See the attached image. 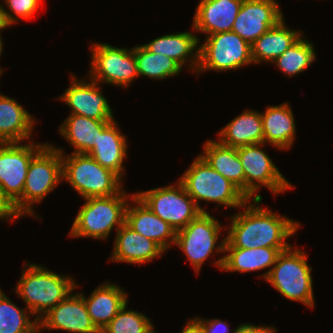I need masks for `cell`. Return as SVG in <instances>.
Instances as JSON below:
<instances>
[{
  "label": "cell",
  "instance_id": "6da1fadb",
  "mask_svg": "<svg viewBox=\"0 0 333 333\" xmlns=\"http://www.w3.org/2000/svg\"><path fill=\"white\" fill-rule=\"evenodd\" d=\"M247 200L242 212L231 216L224 248L290 247L286 240L301 227L297 221L262 208V199ZM250 203V204H249Z\"/></svg>",
  "mask_w": 333,
  "mask_h": 333
},
{
  "label": "cell",
  "instance_id": "7a4b0ae2",
  "mask_svg": "<svg viewBox=\"0 0 333 333\" xmlns=\"http://www.w3.org/2000/svg\"><path fill=\"white\" fill-rule=\"evenodd\" d=\"M27 264V265H26ZM24 263L15 293L22 298L32 317L39 321L47 312L64 300L78 285L70 276L60 275L44 266Z\"/></svg>",
  "mask_w": 333,
  "mask_h": 333
},
{
  "label": "cell",
  "instance_id": "3957f363",
  "mask_svg": "<svg viewBox=\"0 0 333 333\" xmlns=\"http://www.w3.org/2000/svg\"><path fill=\"white\" fill-rule=\"evenodd\" d=\"M134 195H127L123 188L116 195L86 198L73 222L69 237L105 240L114 227L117 231L125 223L127 206Z\"/></svg>",
  "mask_w": 333,
  "mask_h": 333
},
{
  "label": "cell",
  "instance_id": "277c9868",
  "mask_svg": "<svg viewBox=\"0 0 333 333\" xmlns=\"http://www.w3.org/2000/svg\"><path fill=\"white\" fill-rule=\"evenodd\" d=\"M201 212L199 202H214L226 208H241L248 198L228 179L214 170L199 154L178 179Z\"/></svg>",
  "mask_w": 333,
  "mask_h": 333
},
{
  "label": "cell",
  "instance_id": "5b68a950",
  "mask_svg": "<svg viewBox=\"0 0 333 333\" xmlns=\"http://www.w3.org/2000/svg\"><path fill=\"white\" fill-rule=\"evenodd\" d=\"M52 146L61 153L63 181L66 180L83 199L112 196L122 190V179L88 154L67 156L62 148Z\"/></svg>",
  "mask_w": 333,
  "mask_h": 333
},
{
  "label": "cell",
  "instance_id": "8992f818",
  "mask_svg": "<svg viewBox=\"0 0 333 333\" xmlns=\"http://www.w3.org/2000/svg\"><path fill=\"white\" fill-rule=\"evenodd\" d=\"M307 258L303 250L290 246L278 255L266 281L286 299L314 308L312 267Z\"/></svg>",
  "mask_w": 333,
  "mask_h": 333
},
{
  "label": "cell",
  "instance_id": "52a82bcc",
  "mask_svg": "<svg viewBox=\"0 0 333 333\" xmlns=\"http://www.w3.org/2000/svg\"><path fill=\"white\" fill-rule=\"evenodd\" d=\"M47 143H0V184L4 196L13 204L15 214L23 217V190L31 159Z\"/></svg>",
  "mask_w": 333,
  "mask_h": 333
},
{
  "label": "cell",
  "instance_id": "ba28073f",
  "mask_svg": "<svg viewBox=\"0 0 333 333\" xmlns=\"http://www.w3.org/2000/svg\"><path fill=\"white\" fill-rule=\"evenodd\" d=\"M223 228L225 226L223 227L210 213L201 212L184 228L176 231L175 245L187 256L197 274L214 251L217 254L224 252L226 237L218 243Z\"/></svg>",
  "mask_w": 333,
  "mask_h": 333
},
{
  "label": "cell",
  "instance_id": "9c48e42d",
  "mask_svg": "<svg viewBox=\"0 0 333 333\" xmlns=\"http://www.w3.org/2000/svg\"><path fill=\"white\" fill-rule=\"evenodd\" d=\"M252 63L250 43L232 31L220 32L206 36V40L199 45L196 75L207 70H237Z\"/></svg>",
  "mask_w": 333,
  "mask_h": 333
},
{
  "label": "cell",
  "instance_id": "30bf717a",
  "mask_svg": "<svg viewBox=\"0 0 333 333\" xmlns=\"http://www.w3.org/2000/svg\"><path fill=\"white\" fill-rule=\"evenodd\" d=\"M63 181L61 153L51 144H46L32 159L23 190V216L35 219L33 205L41 203Z\"/></svg>",
  "mask_w": 333,
  "mask_h": 333
},
{
  "label": "cell",
  "instance_id": "8fae6325",
  "mask_svg": "<svg viewBox=\"0 0 333 333\" xmlns=\"http://www.w3.org/2000/svg\"><path fill=\"white\" fill-rule=\"evenodd\" d=\"M265 143L238 147V154L245 174V196L249 199H263L257 194L262 187L274 195L295 188L282 175L268 154L261 148Z\"/></svg>",
  "mask_w": 333,
  "mask_h": 333
},
{
  "label": "cell",
  "instance_id": "7c38bea8",
  "mask_svg": "<svg viewBox=\"0 0 333 333\" xmlns=\"http://www.w3.org/2000/svg\"><path fill=\"white\" fill-rule=\"evenodd\" d=\"M89 77L97 83L129 87L139 77L133 48H118L107 43H92Z\"/></svg>",
  "mask_w": 333,
  "mask_h": 333
},
{
  "label": "cell",
  "instance_id": "4fadbf2b",
  "mask_svg": "<svg viewBox=\"0 0 333 333\" xmlns=\"http://www.w3.org/2000/svg\"><path fill=\"white\" fill-rule=\"evenodd\" d=\"M135 195L176 231L184 228L201 213L179 180L175 185L140 191Z\"/></svg>",
  "mask_w": 333,
  "mask_h": 333
},
{
  "label": "cell",
  "instance_id": "5bb4252c",
  "mask_svg": "<svg viewBox=\"0 0 333 333\" xmlns=\"http://www.w3.org/2000/svg\"><path fill=\"white\" fill-rule=\"evenodd\" d=\"M277 0H243L232 32L252 44L283 18Z\"/></svg>",
  "mask_w": 333,
  "mask_h": 333
},
{
  "label": "cell",
  "instance_id": "9a60e30c",
  "mask_svg": "<svg viewBox=\"0 0 333 333\" xmlns=\"http://www.w3.org/2000/svg\"><path fill=\"white\" fill-rule=\"evenodd\" d=\"M70 77V87L59 96V99L70 107V114L94 120H114L108 100L102 94L101 87L96 81L78 80L72 73Z\"/></svg>",
  "mask_w": 333,
  "mask_h": 333
},
{
  "label": "cell",
  "instance_id": "2e32d148",
  "mask_svg": "<svg viewBox=\"0 0 333 333\" xmlns=\"http://www.w3.org/2000/svg\"><path fill=\"white\" fill-rule=\"evenodd\" d=\"M63 330L70 333H100L88 314L82 292H72L39 320V332Z\"/></svg>",
  "mask_w": 333,
  "mask_h": 333
},
{
  "label": "cell",
  "instance_id": "e0dca14e",
  "mask_svg": "<svg viewBox=\"0 0 333 333\" xmlns=\"http://www.w3.org/2000/svg\"><path fill=\"white\" fill-rule=\"evenodd\" d=\"M131 206L128 203L125 223L142 236L156 242L164 251H168L176 242V230L153 213L136 195Z\"/></svg>",
  "mask_w": 333,
  "mask_h": 333
},
{
  "label": "cell",
  "instance_id": "ac0fdd59",
  "mask_svg": "<svg viewBox=\"0 0 333 333\" xmlns=\"http://www.w3.org/2000/svg\"><path fill=\"white\" fill-rule=\"evenodd\" d=\"M289 247L224 248V256L213 264L228 272H253L270 268L261 277L267 279L278 255ZM228 252V253H227Z\"/></svg>",
  "mask_w": 333,
  "mask_h": 333
},
{
  "label": "cell",
  "instance_id": "d6986e66",
  "mask_svg": "<svg viewBox=\"0 0 333 333\" xmlns=\"http://www.w3.org/2000/svg\"><path fill=\"white\" fill-rule=\"evenodd\" d=\"M243 0H200L197 5L192 30L207 36L232 31Z\"/></svg>",
  "mask_w": 333,
  "mask_h": 333
},
{
  "label": "cell",
  "instance_id": "ffe728a7",
  "mask_svg": "<svg viewBox=\"0 0 333 333\" xmlns=\"http://www.w3.org/2000/svg\"><path fill=\"white\" fill-rule=\"evenodd\" d=\"M165 251L154 241L147 239L124 223L117 231L110 261L129 264L148 263L161 257Z\"/></svg>",
  "mask_w": 333,
  "mask_h": 333
},
{
  "label": "cell",
  "instance_id": "44dd1931",
  "mask_svg": "<svg viewBox=\"0 0 333 333\" xmlns=\"http://www.w3.org/2000/svg\"><path fill=\"white\" fill-rule=\"evenodd\" d=\"M128 143L116 120H112L101 132L95 146L87 153L102 167L112 170L121 179L124 177V159Z\"/></svg>",
  "mask_w": 333,
  "mask_h": 333
},
{
  "label": "cell",
  "instance_id": "7402d4cb",
  "mask_svg": "<svg viewBox=\"0 0 333 333\" xmlns=\"http://www.w3.org/2000/svg\"><path fill=\"white\" fill-rule=\"evenodd\" d=\"M199 43L200 39L195 33L178 32L158 37L143 46L152 53L173 59L181 67L189 64V68L196 73L199 65Z\"/></svg>",
  "mask_w": 333,
  "mask_h": 333
},
{
  "label": "cell",
  "instance_id": "603a6c76",
  "mask_svg": "<svg viewBox=\"0 0 333 333\" xmlns=\"http://www.w3.org/2000/svg\"><path fill=\"white\" fill-rule=\"evenodd\" d=\"M264 134V143L280 150H289L295 140L296 124L294 114L288 102L268 106L260 113Z\"/></svg>",
  "mask_w": 333,
  "mask_h": 333
},
{
  "label": "cell",
  "instance_id": "cb8c5ba5",
  "mask_svg": "<svg viewBox=\"0 0 333 333\" xmlns=\"http://www.w3.org/2000/svg\"><path fill=\"white\" fill-rule=\"evenodd\" d=\"M88 314L95 327L101 331L128 302L127 293L116 284L104 282L85 297L83 295Z\"/></svg>",
  "mask_w": 333,
  "mask_h": 333
},
{
  "label": "cell",
  "instance_id": "d4e9b609",
  "mask_svg": "<svg viewBox=\"0 0 333 333\" xmlns=\"http://www.w3.org/2000/svg\"><path fill=\"white\" fill-rule=\"evenodd\" d=\"M35 120L28 110L0 93V143L31 141Z\"/></svg>",
  "mask_w": 333,
  "mask_h": 333
},
{
  "label": "cell",
  "instance_id": "484cf974",
  "mask_svg": "<svg viewBox=\"0 0 333 333\" xmlns=\"http://www.w3.org/2000/svg\"><path fill=\"white\" fill-rule=\"evenodd\" d=\"M199 154L214 170L233 183L245 195V174L238 148L221 144L218 140H207Z\"/></svg>",
  "mask_w": 333,
  "mask_h": 333
},
{
  "label": "cell",
  "instance_id": "4316f807",
  "mask_svg": "<svg viewBox=\"0 0 333 333\" xmlns=\"http://www.w3.org/2000/svg\"><path fill=\"white\" fill-rule=\"evenodd\" d=\"M218 136L221 144L235 148L264 142L260 112L245 110L221 128Z\"/></svg>",
  "mask_w": 333,
  "mask_h": 333
},
{
  "label": "cell",
  "instance_id": "83f0119b",
  "mask_svg": "<svg viewBox=\"0 0 333 333\" xmlns=\"http://www.w3.org/2000/svg\"><path fill=\"white\" fill-rule=\"evenodd\" d=\"M284 20L283 18L251 44L253 63L273 62L303 36L304 32L289 29Z\"/></svg>",
  "mask_w": 333,
  "mask_h": 333
},
{
  "label": "cell",
  "instance_id": "f1b7e54d",
  "mask_svg": "<svg viewBox=\"0 0 333 333\" xmlns=\"http://www.w3.org/2000/svg\"><path fill=\"white\" fill-rule=\"evenodd\" d=\"M111 121L69 114L58 129L62 137L74 148L72 153L87 154L97 143L99 132Z\"/></svg>",
  "mask_w": 333,
  "mask_h": 333
},
{
  "label": "cell",
  "instance_id": "f546056e",
  "mask_svg": "<svg viewBox=\"0 0 333 333\" xmlns=\"http://www.w3.org/2000/svg\"><path fill=\"white\" fill-rule=\"evenodd\" d=\"M138 74L147 78L162 80L178 75L182 67L165 55L152 53L142 44L133 47Z\"/></svg>",
  "mask_w": 333,
  "mask_h": 333
},
{
  "label": "cell",
  "instance_id": "4dcf8cb0",
  "mask_svg": "<svg viewBox=\"0 0 333 333\" xmlns=\"http://www.w3.org/2000/svg\"><path fill=\"white\" fill-rule=\"evenodd\" d=\"M31 315L28 309H20L9 300L0 288V333H39V321H32Z\"/></svg>",
  "mask_w": 333,
  "mask_h": 333
},
{
  "label": "cell",
  "instance_id": "1f68e13d",
  "mask_svg": "<svg viewBox=\"0 0 333 333\" xmlns=\"http://www.w3.org/2000/svg\"><path fill=\"white\" fill-rule=\"evenodd\" d=\"M313 44L302 36L273 62L280 71L292 77L304 72L316 60Z\"/></svg>",
  "mask_w": 333,
  "mask_h": 333
},
{
  "label": "cell",
  "instance_id": "d6a6232c",
  "mask_svg": "<svg viewBox=\"0 0 333 333\" xmlns=\"http://www.w3.org/2000/svg\"><path fill=\"white\" fill-rule=\"evenodd\" d=\"M128 302L100 333H146L152 326L149 317L135 310H127Z\"/></svg>",
  "mask_w": 333,
  "mask_h": 333
},
{
  "label": "cell",
  "instance_id": "836d02e7",
  "mask_svg": "<svg viewBox=\"0 0 333 333\" xmlns=\"http://www.w3.org/2000/svg\"><path fill=\"white\" fill-rule=\"evenodd\" d=\"M5 1V6L7 5L6 10L4 7V12L6 19L10 25L18 23L19 19L29 20L34 17V14L42 2V0H3Z\"/></svg>",
  "mask_w": 333,
  "mask_h": 333
},
{
  "label": "cell",
  "instance_id": "e575fe53",
  "mask_svg": "<svg viewBox=\"0 0 333 333\" xmlns=\"http://www.w3.org/2000/svg\"><path fill=\"white\" fill-rule=\"evenodd\" d=\"M202 326L205 333H231L229 324L220 319L204 320L203 318H195ZM236 332V328L233 333Z\"/></svg>",
  "mask_w": 333,
  "mask_h": 333
},
{
  "label": "cell",
  "instance_id": "d590c367",
  "mask_svg": "<svg viewBox=\"0 0 333 333\" xmlns=\"http://www.w3.org/2000/svg\"><path fill=\"white\" fill-rule=\"evenodd\" d=\"M15 220L19 217L15 214L13 204L4 196L0 184V220Z\"/></svg>",
  "mask_w": 333,
  "mask_h": 333
},
{
  "label": "cell",
  "instance_id": "8d00e7d4",
  "mask_svg": "<svg viewBox=\"0 0 333 333\" xmlns=\"http://www.w3.org/2000/svg\"><path fill=\"white\" fill-rule=\"evenodd\" d=\"M276 331L277 330L273 326H256L255 324L244 323L236 328L235 333H276Z\"/></svg>",
  "mask_w": 333,
  "mask_h": 333
},
{
  "label": "cell",
  "instance_id": "74e56055",
  "mask_svg": "<svg viewBox=\"0 0 333 333\" xmlns=\"http://www.w3.org/2000/svg\"><path fill=\"white\" fill-rule=\"evenodd\" d=\"M181 333H205L203 326L195 319L186 322V326L183 327Z\"/></svg>",
  "mask_w": 333,
  "mask_h": 333
},
{
  "label": "cell",
  "instance_id": "f35d334b",
  "mask_svg": "<svg viewBox=\"0 0 333 333\" xmlns=\"http://www.w3.org/2000/svg\"><path fill=\"white\" fill-rule=\"evenodd\" d=\"M8 27H11V25L6 19L4 7L0 4V32Z\"/></svg>",
  "mask_w": 333,
  "mask_h": 333
},
{
  "label": "cell",
  "instance_id": "ab89813d",
  "mask_svg": "<svg viewBox=\"0 0 333 333\" xmlns=\"http://www.w3.org/2000/svg\"><path fill=\"white\" fill-rule=\"evenodd\" d=\"M1 34H0V58H1V54H2V52H3V41H2V38H1ZM3 68L1 67L0 68V77H1V75H2V73H3Z\"/></svg>",
  "mask_w": 333,
  "mask_h": 333
},
{
  "label": "cell",
  "instance_id": "60d3db41",
  "mask_svg": "<svg viewBox=\"0 0 333 333\" xmlns=\"http://www.w3.org/2000/svg\"><path fill=\"white\" fill-rule=\"evenodd\" d=\"M146 333H156L154 325Z\"/></svg>",
  "mask_w": 333,
  "mask_h": 333
}]
</instances>
